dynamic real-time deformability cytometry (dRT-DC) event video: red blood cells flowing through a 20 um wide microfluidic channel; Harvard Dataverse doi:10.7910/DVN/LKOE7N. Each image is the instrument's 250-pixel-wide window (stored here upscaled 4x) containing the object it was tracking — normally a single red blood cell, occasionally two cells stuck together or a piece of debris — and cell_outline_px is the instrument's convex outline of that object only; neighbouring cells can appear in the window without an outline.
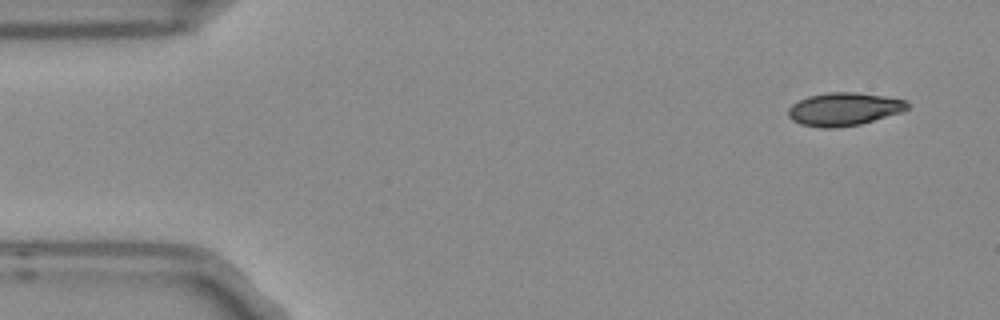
{"species": "Egyptian fruit bat (a non-hibernating species)", "species_latin": "Rousettus aegyptiacus", "temperature_condition": "room temperature", "stored_images_in_passage": 5, "camera_frame_rate_fps": 3000, "um_per_image_px": 0.085, "frame": {"image": 1, "passage_image": 1, "time_ms": 0.0, "image_size_px": [1000, 320], "cell_outline_px": [[908, 108], [900, 112], [860, 124], [836, 128], [820, 128], [800, 124], [792, 120], [788, 116], [788, 108], [792, 104], [808, 96], [828, 92], [856, 92], [884, 96], [904, 100], [908, 104]], "centroid_in_image_um": [71.68, 9.28], "position_along_channel_um": 13.3, "area_um2": 22.83}}
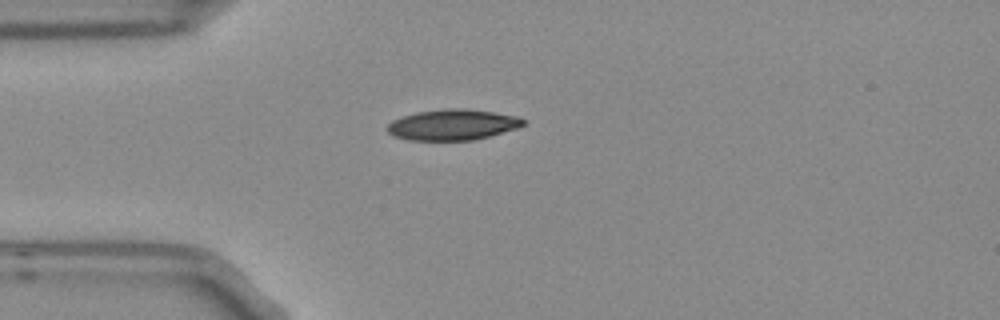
{"frame": {"image": 2, "passage_image": 4, "time_ms": 1.0, "image_size_px": [1000, 320], "cell_outline_px": [[524, 124], [516, 128], [488, 136], [472, 140], [408, 140], [396, 136], [388, 132], [388, 124], [392, 120], [416, 112], [444, 108], [468, 108], [516, 116], [524, 120]], "centroid_in_image_um": [38.45, 10.59], "position_along_channel_um": 46.6, "area_um2": 24.1}}